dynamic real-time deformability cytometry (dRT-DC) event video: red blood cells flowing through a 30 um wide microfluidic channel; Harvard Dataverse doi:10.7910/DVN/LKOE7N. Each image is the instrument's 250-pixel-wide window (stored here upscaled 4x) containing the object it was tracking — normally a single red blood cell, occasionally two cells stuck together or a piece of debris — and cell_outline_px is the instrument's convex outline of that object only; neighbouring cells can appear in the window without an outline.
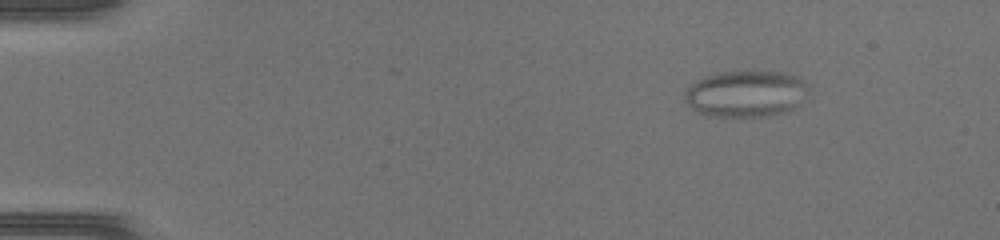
{"species": "common noctule bat (a hibernating species)", "species_latin": "Nyctalus noctula", "temperature_condition": "warm", "stored_images_in_passage": 42, "camera_frame_rate_fps": 3000, "um_per_image_px": 0.085, "animal": {"sex": "female", "body_mass_g": 17.0, "forearm_length_mm": 48.0}, "frame": {"image": 1, "passage_image": 1, "time_ms": 0.0, "image_size_px": [1000, 240], "cell_outline_px": [[812, 88], [788, 112], [768, 116], [712, 116], [700, 112], [692, 108], [684, 100], [684, 92], [696, 80], [704, 76], [716, 72], [784, 72], [800, 76]], "centroid_in_image_um": [63.42, 7.95], "position_along_channel_um": 21.6, "area_um2": 33.58}}
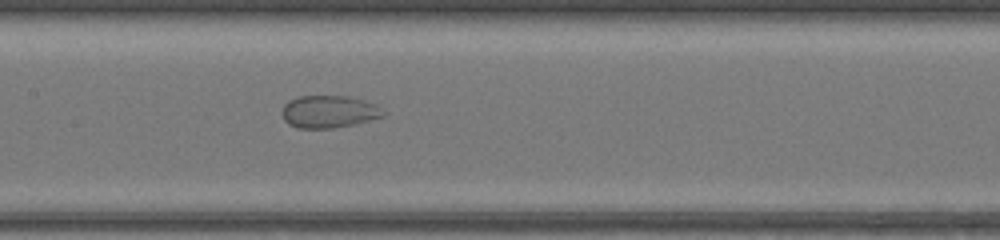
{"frame": {"image": 2, "passage_image": 19, "time_ms": 6.0, "image_size_px": [1000, 240], "cell_outline_px": [[384, 116], [352, 124], [332, 128], [296, 128], [288, 124], [284, 120], [280, 112], [284, 104], [288, 100], [296, 96], [348, 96], [364, 100], [376, 104], [380, 108]], "centroid_in_image_um": [27.87, 9.48], "position_along_channel_um": 179.5, "area_um2": 19.13}}
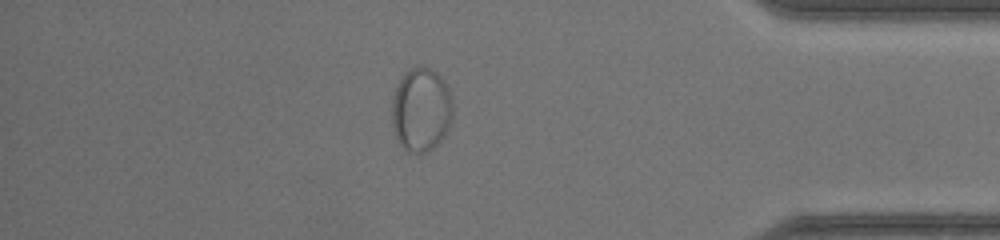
{"frame": {"image": 3, "passage_image": 36, "time_ms": 11.667, "image_size_px": [1000, 240], "cell_outline_px": [[452, 120], [448, 132], [432, 148], [424, 152], [408, 152], [400, 144], [396, 136], [392, 124], [392, 100], [396, 88], [404, 72], [408, 68], [428, 68], [436, 72], [448, 84], [452, 96]], "centroid_in_image_um": [35.82, 9.32], "position_along_channel_um": 399.4, "area_um2": 29.82}}